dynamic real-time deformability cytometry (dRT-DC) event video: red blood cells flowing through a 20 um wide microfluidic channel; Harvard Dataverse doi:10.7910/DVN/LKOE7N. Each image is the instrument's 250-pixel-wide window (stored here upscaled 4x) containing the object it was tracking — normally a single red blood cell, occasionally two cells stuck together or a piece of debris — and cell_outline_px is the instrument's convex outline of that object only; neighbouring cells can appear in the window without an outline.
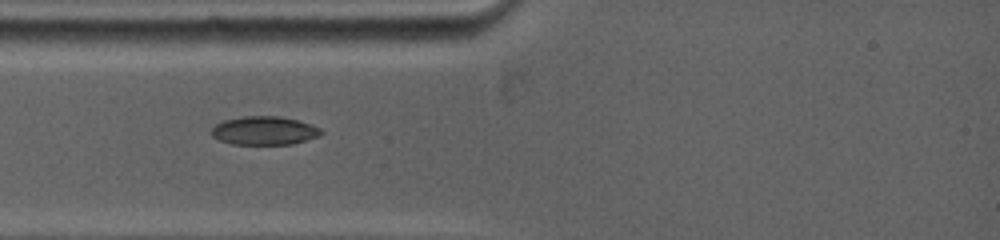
{"species": "common noctule bat (a hibernating species)", "species_latin": "Nyctalus noctula", "temperature_condition": "warm", "stored_images_in_passage": 3, "camera_frame_rate_fps": 5000, "um_per_image_px": 0.085, "animal": {"sex": "female", "body_mass_g": 19.0, "forearm_length_mm": 53.3}, "frame": {"image": 1, "passage_image": 1, "time_ms": 0.0, "image_size_px": [1000, 240], "cell_outline_px": [[324, 132], [316, 136], [304, 140], [288, 144], [236, 144], [220, 140], [212, 136], [212, 128], [216, 124], [224, 120], [240, 116], [280, 116], [300, 120], [312, 124], [320, 128]], "centroid_in_image_um": [22.46, 11.08], "position_along_channel_um": 62.5, "area_um2": 18.09}}